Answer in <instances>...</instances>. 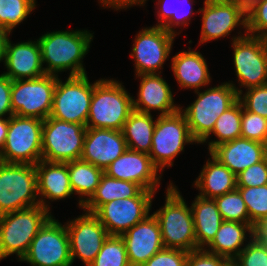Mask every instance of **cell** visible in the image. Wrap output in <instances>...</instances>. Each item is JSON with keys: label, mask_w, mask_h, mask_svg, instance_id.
Masks as SVG:
<instances>
[{"label": "cell", "mask_w": 267, "mask_h": 266, "mask_svg": "<svg viewBox=\"0 0 267 266\" xmlns=\"http://www.w3.org/2000/svg\"><path fill=\"white\" fill-rule=\"evenodd\" d=\"M147 0H99V3L105 8H113L115 10L129 9L132 5H145Z\"/></svg>", "instance_id": "cell-46"}, {"label": "cell", "mask_w": 267, "mask_h": 266, "mask_svg": "<svg viewBox=\"0 0 267 266\" xmlns=\"http://www.w3.org/2000/svg\"><path fill=\"white\" fill-rule=\"evenodd\" d=\"M215 2H227V3H237L241 5V0H211Z\"/></svg>", "instance_id": "cell-52"}, {"label": "cell", "mask_w": 267, "mask_h": 266, "mask_svg": "<svg viewBox=\"0 0 267 266\" xmlns=\"http://www.w3.org/2000/svg\"><path fill=\"white\" fill-rule=\"evenodd\" d=\"M176 36L158 26L138 32L130 56L134 59L135 74H160L169 58Z\"/></svg>", "instance_id": "cell-15"}, {"label": "cell", "mask_w": 267, "mask_h": 266, "mask_svg": "<svg viewBox=\"0 0 267 266\" xmlns=\"http://www.w3.org/2000/svg\"><path fill=\"white\" fill-rule=\"evenodd\" d=\"M73 194L79 195V208L95 193L104 170L81 159L67 162Z\"/></svg>", "instance_id": "cell-29"}, {"label": "cell", "mask_w": 267, "mask_h": 266, "mask_svg": "<svg viewBox=\"0 0 267 266\" xmlns=\"http://www.w3.org/2000/svg\"><path fill=\"white\" fill-rule=\"evenodd\" d=\"M242 103L238 100L232 107L223 112L215 122L211 134L216 140L208 142L210 152L218 144L234 140L241 136Z\"/></svg>", "instance_id": "cell-33"}, {"label": "cell", "mask_w": 267, "mask_h": 266, "mask_svg": "<svg viewBox=\"0 0 267 266\" xmlns=\"http://www.w3.org/2000/svg\"><path fill=\"white\" fill-rule=\"evenodd\" d=\"M235 260L239 266H267V246L250 238Z\"/></svg>", "instance_id": "cell-41"}, {"label": "cell", "mask_w": 267, "mask_h": 266, "mask_svg": "<svg viewBox=\"0 0 267 266\" xmlns=\"http://www.w3.org/2000/svg\"><path fill=\"white\" fill-rule=\"evenodd\" d=\"M240 137L267 145V118L247 111L242 105Z\"/></svg>", "instance_id": "cell-38"}, {"label": "cell", "mask_w": 267, "mask_h": 266, "mask_svg": "<svg viewBox=\"0 0 267 266\" xmlns=\"http://www.w3.org/2000/svg\"><path fill=\"white\" fill-rule=\"evenodd\" d=\"M194 142L196 144L186 117L179 109L172 114L157 117L149 156L162 175L165 167L173 166V160L184 151V146Z\"/></svg>", "instance_id": "cell-7"}, {"label": "cell", "mask_w": 267, "mask_h": 266, "mask_svg": "<svg viewBox=\"0 0 267 266\" xmlns=\"http://www.w3.org/2000/svg\"><path fill=\"white\" fill-rule=\"evenodd\" d=\"M187 257V251L164 248L153 255L142 266H186Z\"/></svg>", "instance_id": "cell-43"}, {"label": "cell", "mask_w": 267, "mask_h": 266, "mask_svg": "<svg viewBox=\"0 0 267 266\" xmlns=\"http://www.w3.org/2000/svg\"><path fill=\"white\" fill-rule=\"evenodd\" d=\"M236 176L267 156V145L247 138H236L215 146L210 152Z\"/></svg>", "instance_id": "cell-23"}, {"label": "cell", "mask_w": 267, "mask_h": 266, "mask_svg": "<svg viewBox=\"0 0 267 266\" xmlns=\"http://www.w3.org/2000/svg\"><path fill=\"white\" fill-rule=\"evenodd\" d=\"M21 261L31 266H72L66 225L52 215L33 238Z\"/></svg>", "instance_id": "cell-11"}, {"label": "cell", "mask_w": 267, "mask_h": 266, "mask_svg": "<svg viewBox=\"0 0 267 266\" xmlns=\"http://www.w3.org/2000/svg\"><path fill=\"white\" fill-rule=\"evenodd\" d=\"M231 39L233 62L242 88H253L267 84V50L263 37L251 36L244 30Z\"/></svg>", "instance_id": "cell-12"}, {"label": "cell", "mask_w": 267, "mask_h": 266, "mask_svg": "<svg viewBox=\"0 0 267 266\" xmlns=\"http://www.w3.org/2000/svg\"><path fill=\"white\" fill-rule=\"evenodd\" d=\"M40 205L35 165L0 163V215Z\"/></svg>", "instance_id": "cell-6"}, {"label": "cell", "mask_w": 267, "mask_h": 266, "mask_svg": "<svg viewBox=\"0 0 267 266\" xmlns=\"http://www.w3.org/2000/svg\"><path fill=\"white\" fill-rule=\"evenodd\" d=\"M238 100L247 111L267 118V84L246 89L243 96H238Z\"/></svg>", "instance_id": "cell-39"}, {"label": "cell", "mask_w": 267, "mask_h": 266, "mask_svg": "<svg viewBox=\"0 0 267 266\" xmlns=\"http://www.w3.org/2000/svg\"><path fill=\"white\" fill-rule=\"evenodd\" d=\"M203 5L196 12L202 13L199 44L227 37L238 26L246 29V10L240 4L204 0Z\"/></svg>", "instance_id": "cell-17"}, {"label": "cell", "mask_w": 267, "mask_h": 266, "mask_svg": "<svg viewBox=\"0 0 267 266\" xmlns=\"http://www.w3.org/2000/svg\"><path fill=\"white\" fill-rule=\"evenodd\" d=\"M11 88L12 80L5 74L0 75V117L5 118L7 115L10 118L13 114L11 106Z\"/></svg>", "instance_id": "cell-45"}, {"label": "cell", "mask_w": 267, "mask_h": 266, "mask_svg": "<svg viewBox=\"0 0 267 266\" xmlns=\"http://www.w3.org/2000/svg\"><path fill=\"white\" fill-rule=\"evenodd\" d=\"M190 208L197 249H204L216 236L223 219L214 199H206L197 195Z\"/></svg>", "instance_id": "cell-28"}, {"label": "cell", "mask_w": 267, "mask_h": 266, "mask_svg": "<svg viewBox=\"0 0 267 266\" xmlns=\"http://www.w3.org/2000/svg\"><path fill=\"white\" fill-rule=\"evenodd\" d=\"M232 82H224L203 92L194 91L197 99L186 108H180L197 144L209 141L218 117L232 107L238 101V96L243 94L241 88Z\"/></svg>", "instance_id": "cell-2"}, {"label": "cell", "mask_w": 267, "mask_h": 266, "mask_svg": "<svg viewBox=\"0 0 267 266\" xmlns=\"http://www.w3.org/2000/svg\"><path fill=\"white\" fill-rule=\"evenodd\" d=\"M142 188L134 183L103 174L92 197L83 205V211L94 213L101 205L112 200L135 197Z\"/></svg>", "instance_id": "cell-31"}, {"label": "cell", "mask_w": 267, "mask_h": 266, "mask_svg": "<svg viewBox=\"0 0 267 266\" xmlns=\"http://www.w3.org/2000/svg\"><path fill=\"white\" fill-rule=\"evenodd\" d=\"M237 187H257L267 185V156L249 166L236 176Z\"/></svg>", "instance_id": "cell-42"}, {"label": "cell", "mask_w": 267, "mask_h": 266, "mask_svg": "<svg viewBox=\"0 0 267 266\" xmlns=\"http://www.w3.org/2000/svg\"><path fill=\"white\" fill-rule=\"evenodd\" d=\"M93 34L87 30H65L47 32L39 37L45 73L58 76V72L71 70L69 76L87 74L83 58L89 52Z\"/></svg>", "instance_id": "cell-1"}, {"label": "cell", "mask_w": 267, "mask_h": 266, "mask_svg": "<svg viewBox=\"0 0 267 266\" xmlns=\"http://www.w3.org/2000/svg\"><path fill=\"white\" fill-rule=\"evenodd\" d=\"M43 120L12 115L1 162L36 165L42 158Z\"/></svg>", "instance_id": "cell-8"}, {"label": "cell", "mask_w": 267, "mask_h": 266, "mask_svg": "<svg viewBox=\"0 0 267 266\" xmlns=\"http://www.w3.org/2000/svg\"><path fill=\"white\" fill-rule=\"evenodd\" d=\"M159 74H140L139 92L137 99L133 97V110L151 114V110H158L159 116L172 114L181 107L174 103L171 87Z\"/></svg>", "instance_id": "cell-22"}, {"label": "cell", "mask_w": 267, "mask_h": 266, "mask_svg": "<svg viewBox=\"0 0 267 266\" xmlns=\"http://www.w3.org/2000/svg\"><path fill=\"white\" fill-rule=\"evenodd\" d=\"M253 237L261 244L267 246V217L262 218L254 225Z\"/></svg>", "instance_id": "cell-47"}, {"label": "cell", "mask_w": 267, "mask_h": 266, "mask_svg": "<svg viewBox=\"0 0 267 266\" xmlns=\"http://www.w3.org/2000/svg\"><path fill=\"white\" fill-rule=\"evenodd\" d=\"M247 34L263 37L267 35V0H260L246 11Z\"/></svg>", "instance_id": "cell-40"}, {"label": "cell", "mask_w": 267, "mask_h": 266, "mask_svg": "<svg viewBox=\"0 0 267 266\" xmlns=\"http://www.w3.org/2000/svg\"><path fill=\"white\" fill-rule=\"evenodd\" d=\"M245 202L250 225L258 223L267 217V185L257 187H237Z\"/></svg>", "instance_id": "cell-37"}, {"label": "cell", "mask_w": 267, "mask_h": 266, "mask_svg": "<svg viewBox=\"0 0 267 266\" xmlns=\"http://www.w3.org/2000/svg\"><path fill=\"white\" fill-rule=\"evenodd\" d=\"M130 266H142L153 255L164 249L161 229L154 214L148 215L121 235Z\"/></svg>", "instance_id": "cell-19"}, {"label": "cell", "mask_w": 267, "mask_h": 266, "mask_svg": "<svg viewBox=\"0 0 267 266\" xmlns=\"http://www.w3.org/2000/svg\"><path fill=\"white\" fill-rule=\"evenodd\" d=\"M247 232H249L248 237L253 238V227L250 224L223 220L216 236L204 250L228 259H235L245 248L244 242H249L246 240Z\"/></svg>", "instance_id": "cell-27"}, {"label": "cell", "mask_w": 267, "mask_h": 266, "mask_svg": "<svg viewBox=\"0 0 267 266\" xmlns=\"http://www.w3.org/2000/svg\"><path fill=\"white\" fill-rule=\"evenodd\" d=\"M132 99L122 83L114 78L96 80L86 127L121 131L133 111Z\"/></svg>", "instance_id": "cell-3"}, {"label": "cell", "mask_w": 267, "mask_h": 266, "mask_svg": "<svg viewBox=\"0 0 267 266\" xmlns=\"http://www.w3.org/2000/svg\"><path fill=\"white\" fill-rule=\"evenodd\" d=\"M4 66L7 71L3 74L13 80L35 79L44 76L41 47L36 41L7 42Z\"/></svg>", "instance_id": "cell-21"}, {"label": "cell", "mask_w": 267, "mask_h": 266, "mask_svg": "<svg viewBox=\"0 0 267 266\" xmlns=\"http://www.w3.org/2000/svg\"><path fill=\"white\" fill-rule=\"evenodd\" d=\"M49 211L38 205L0 215V261L14 254L22 260L33 238L52 216Z\"/></svg>", "instance_id": "cell-5"}, {"label": "cell", "mask_w": 267, "mask_h": 266, "mask_svg": "<svg viewBox=\"0 0 267 266\" xmlns=\"http://www.w3.org/2000/svg\"><path fill=\"white\" fill-rule=\"evenodd\" d=\"M153 214L159 222L165 248L197 250L191 208L172 182L167 186L164 206Z\"/></svg>", "instance_id": "cell-4"}, {"label": "cell", "mask_w": 267, "mask_h": 266, "mask_svg": "<svg viewBox=\"0 0 267 266\" xmlns=\"http://www.w3.org/2000/svg\"><path fill=\"white\" fill-rule=\"evenodd\" d=\"M85 213L65 223L69 235L72 264L77 257L89 266L109 236L106 228L93 214Z\"/></svg>", "instance_id": "cell-16"}, {"label": "cell", "mask_w": 267, "mask_h": 266, "mask_svg": "<svg viewBox=\"0 0 267 266\" xmlns=\"http://www.w3.org/2000/svg\"><path fill=\"white\" fill-rule=\"evenodd\" d=\"M11 33L0 27V62H4L7 42Z\"/></svg>", "instance_id": "cell-48"}, {"label": "cell", "mask_w": 267, "mask_h": 266, "mask_svg": "<svg viewBox=\"0 0 267 266\" xmlns=\"http://www.w3.org/2000/svg\"><path fill=\"white\" fill-rule=\"evenodd\" d=\"M209 156L211 160L208 158L193 185L200 191L198 196L214 199L237 189V179L228 167L211 154Z\"/></svg>", "instance_id": "cell-26"}, {"label": "cell", "mask_w": 267, "mask_h": 266, "mask_svg": "<svg viewBox=\"0 0 267 266\" xmlns=\"http://www.w3.org/2000/svg\"><path fill=\"white\" fill-rule=\"evenodd\" d=\"M89 266H130L123 238L109 235Z\"/></svg>", "instance_id": "cell-35"}, {"label": "cell", "mask_w": 267, "mask_h": 266, "mask_svg": "<svg viewBox=\"0 0 267 266\" xmlns=\"http://www.w3.org/2000/svg\"><path fill=\"white\" fill-rule=\"evenodd\" d=\"M127 149L122 131L87 128L80 159L105 170Z\"/></svg>", "instance_id": "cell-20"}, {"label": "cell", "mask_w": 267, "mask_h": 266, "mask_svg": "<svg viewBox=\"0 0 267 266\" xmlns=\"http://www.w3.org/2000/svg\"><path fill=\"white\" fill-rule=\"evenodd\" d=\"M155 194L142 189L135 197L116 199L101 205L93 214L109 235L121 236L150 215Z\"/></svg>", "instance_id": "cell-14"}, {"label": "cell", "mask_w": 267, "mask_h": 266, "mask_svg": "<svg viewBox=\"0 0 267 266\" xmlns=\"http://www.w3.org/2000/svg\"><path fill=\"white\" fill-rule=\"evenodd\" d=\"M156 6H158V23L153 26L164 28L167 32L173 35H178L180 32H176L174 29L177 26H187L190 23V19L193 12L194 0H156ZM186 7V8H185ZM188 7V8H187ZM189 21V22H188ZM174 27V28H173Z\"/></svg>", "instance_id": "cell-32"}, {"label": "cell", "mask_w": 267, "mask_h": 266, "mask_svg": "<svg viewBox=\"0 0 267 266\" xmlns=\"http://www.w3.org/2000/svg\"><path fill=\"white\" fill-rule=\"evenodd\" d=\"M260 0H241V6L247 11L251 8L255 3L259 2Z\"/></svg>", "instance_id": "cell-50"}, {"label": "cell", "mask_w": 267, "mask_h": 266, "mask_svg": "<svg viewBox=\"0 0 267 266\" xmlns=\"http://www.w3.org/2000/svg\"><path fill=\"white\" fill-rule=\"evenodd\" d=\"M36 0H0V27L10 33L36 8Z\"/></svg>", "instance_id": "cell-34"}, {"label": "cell", "mask_w": 267, "mask_h": 266, "mask_svg": "<svg viewBox=\"0 0 267 266\" xmlns=\"http://www.w3.org/2000/svg\"><path fill=\"white\" fill-rule=\"evenodd\" d=\"M227 258L212 254L204 249L188 252L186 266H221Z\"/></svg>", "instance_id": "cell-44"}, {"label": "cell", "mask_w": 267, "mask_h": 266, "mask_svg": "<svg viewBox=\"0 0 267 266\" xmlns=\"http://www.w3.org/2000/svg\"><path fill=\"white\" fill-rule=\"evenodd\" d=\"M221 266H239L238 262L233 258H227Z\"/></svg>", "instance_id": "cell-51"}, {"label": "cell", "mask_w": 267, "mask_h": 266, "mask_svg": "<svg viewBox=\"0 0 267 266\" xmlns=\"http://www.w3.org/2000/svg\"><path fill=\"white\" fill-rule=\"evenodd\" d=\"M156 121L152 114L133 110L121 130L128 148L149 154Z\"/></svg>", "instance_id": "cell-30"}, {"label": "cell", "mask_w": 267, "mask_h": 266, "mask_svg": "<svg viewBox=\"0 0 267 266\" xmlns=\"http://www.w3.org/2000/svg\"><path fill=\"white\" fill-rule=\"evenodd\" d=\"M188 49L189 51L179 52L172 57L171 68L180 88L198 91L210 84V71L204 56L190 47Z\"/></svg>", "instance_id": "cell-25"}, {"label": "cell", "mask_w": 267, "mask_h": 266, "mask_svg": "<svg viewBox=\"0 0 267 266\" xmlns=\"http://www.w3.org/2000/svg\"><path fill=\"white\" fill-rule=\"evenodd\" d=\"M87 127L48 117L42 126V158L47 162L66 163L82 156Z\"/></svg>", "instance_id": "cell-9"}, {"label": "cell", "mask_w": 267, "mask_h": 266, "mask_svg": "<svg viewBox=\"0 0 267 266\" xmlns=\"http://www.w3.org/2000/svg\"><path fill=\"white\" fill-rule=\"evenodd\" d=\"M152 163L149 154L127 149L113 161L104 173L109 177L134 182L143 190L157 192L162 175Z\"/></svg>", "instance_id": "cell-18"}, {"label": "cell", "mask_w": 267, "mask_h": 266, "mask_svg": "<svg viewBox=\"0 0 267 266\" xmlns=\"http://www.w3.org/2000/svg\"><path fill=\"white\" fill-rule=\"evenodd\" d=\"M58 77L49 117L86 126L94 84L87 74L69 76L65 82Z\"/></svg>", "instance_id": "cell-10"}, {"label": "cell", "mask_w": 267, "mask_h": 266, "mask_svg": "<svg viewBox=\"0 0 267 266\" xmlns=\"http://www.w3.org/2000/svg\"><path fill=\"white\" fill-rule=\"evenodd\" d=\"M221 217L225 221L250 224L249 214L238 189L214 198Z\"/></svg>", "instance_id": "cell-36"}, {"label": "cell", "mask_w": 267, "mask_h": 266, "mask_svg": "<svg viewBox=\"0 0 267 266\" xmlns=\"http://www.w3.org/2000/svg\"><path fill=\"white\" fill-rule=\"evenodd\" d=\"M9 128V118H1L0 117V151L5 145L7 134Z\"/></svg>", "instance_id": "cell-49"}, {"label": "cell", "mask_w": 267, "mask_h": 266, "mask_svg": "<svg viewBox=\"0 0 267 266\" xmlns=\"http://www.w3.org/2000/svg\"><path fill=\"white\" fill-rule=\"evenodd\" d=\"M35 167L37 174V192L39 203L42 207L50 210L48 199L57 201L69 198L73 194L67 162L60 163L40 160Z\"/></svg>", "instance_id": "cell-24"}, {"label": "cell", "mask_w": 267, "mask_h": 266, "mask_svg": "<svg viewBox=\"0 0 267 266\" xmlns=\"http://www.w3.org/2000/svg\"><path fill=\"white\" fill-rule=\"evenodd\" d=\"M263 39H264V44H265V47H266V50H267V35L263 36Z\"/></svg>", "instance_id": "cell-53"}, {"label": "cell", "mask_w": 267, "mask_h": 266, "mask_svg": "<svg viewBox=\"0 0 267 266\" xmlns=\"http://www.w3.org/2000/svg\"><path fill=\"white\" fill-rule=\"evenodd\" d=\"M57 76L45 74L35 79L13 80L11 106L13 114L45 120L50 116Z\"/></svg>", "instance_id": "cell-13"}]
</instances>
